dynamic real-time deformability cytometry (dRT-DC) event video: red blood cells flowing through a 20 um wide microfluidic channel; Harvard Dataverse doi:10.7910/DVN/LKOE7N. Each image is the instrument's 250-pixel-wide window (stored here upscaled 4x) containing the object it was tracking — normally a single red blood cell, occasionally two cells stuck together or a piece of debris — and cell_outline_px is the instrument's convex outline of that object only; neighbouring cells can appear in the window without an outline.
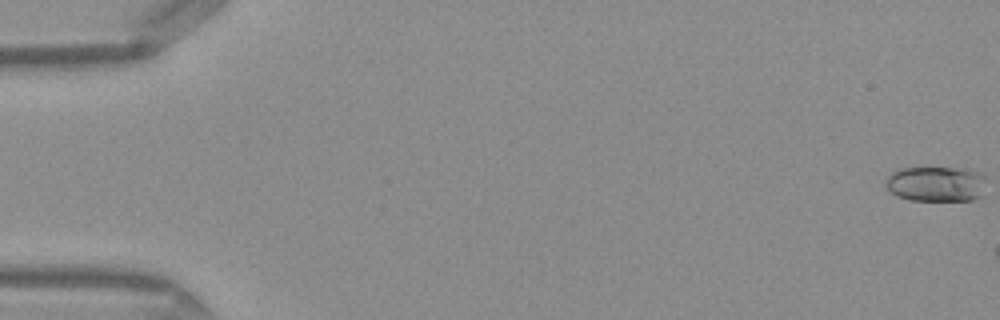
{"species": "Egyptian fruit bat (a non-hibernating species)", "species_latin": "Rousettus aegyptiacus", "temperature_condition": "warm", "stored_images_in_passage": 7, "camera_frame_rate_fps": 3000, "um_per_image_px": 0.085, "frame": {"image": 1, "passage_image": 1, "time_ms": 0.0, "image_size_px": [1000, 320], "cell_outline_px": [[984, 196], [972, 200], [912, 200], [896, 196], [884, 184], [888, 176], [892, 172], [900, 168], [964, 168], [984, 172]], "centroid_in_image_um": [79.61, 15.63], "position_along_channel_um": 5.4, "area_um2": 20.92}}